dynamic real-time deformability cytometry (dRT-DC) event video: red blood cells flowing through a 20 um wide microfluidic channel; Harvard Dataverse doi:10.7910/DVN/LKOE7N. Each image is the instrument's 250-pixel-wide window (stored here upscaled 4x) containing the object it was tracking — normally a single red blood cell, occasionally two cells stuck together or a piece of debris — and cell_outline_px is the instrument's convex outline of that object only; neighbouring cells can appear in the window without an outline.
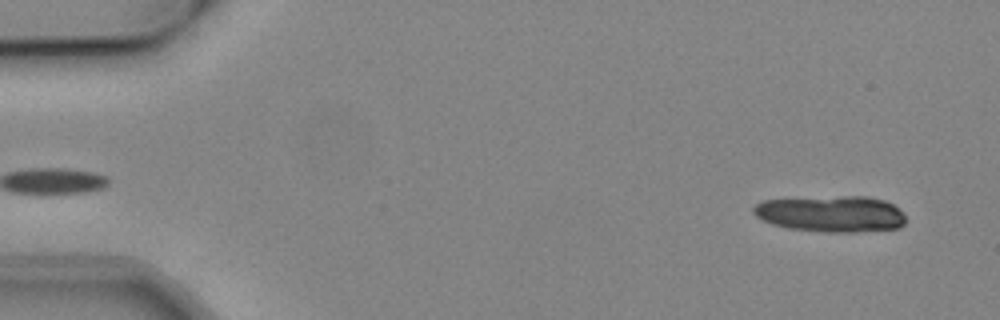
{"species": "common noctule bat (a hibernating species)", "species_latin": "Nyctalus noctula", "temperature_condition": "cold", "stored_images_in_passage": 23, "segment_of_instrument_passage": [1, 2], "camera_frame_rate_fps": 3000, "um_per_image_px": 0.085, "animal": {"sex": "male", "body_mass_g": 19.2, "forearm_length_mm": 51.8}, "frame": {"image": 1, "passage_image": 3, "time_ms": 0.667, "image_size_px": [1000, 320], "cell_outline_px": [[904, 224], [900, 228], [856, 232], [824, 232], [788, 228], [772, 224], [756, 216], [752, 212], [752, 208], [756, 204], [764, 200], [844, 196], [868, 196], [884, 200], [892, 204], [904, 216]], "centroid_in_image_um": [70.64, 18.18], "position_along_channel_um": 14.4, "area_um2": 32.02}}